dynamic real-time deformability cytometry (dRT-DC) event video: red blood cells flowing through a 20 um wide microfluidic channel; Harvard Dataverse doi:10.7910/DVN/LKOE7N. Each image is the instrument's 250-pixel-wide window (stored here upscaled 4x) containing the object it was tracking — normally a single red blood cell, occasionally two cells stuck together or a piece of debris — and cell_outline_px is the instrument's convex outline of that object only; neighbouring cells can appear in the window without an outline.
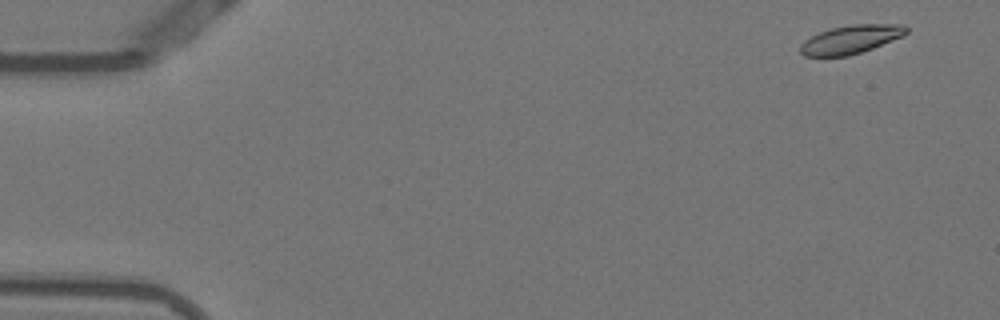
{"species": "Egyptian fruit bat (a non-hibernating species)", "species_latin": "Rousettus aegyptiacus", "temperature_condition": "warm", "stored_images_in_passage": 9, "camera_frame_rate_fps": 3000, "um_per_image_px": 0.085, "animal": {"sex": "female"}, "frame": {"image": 1, "passage_image": 2, "time_ms": 0.333, "image_size_px": [1000, 320], "cell_outline_px": [[908, 32], [904, 36], [872, 48], [848, 56], [804, 56], [800, 52], [800, 44], [804, 40], [820, 32], [832, 28], [852, 24], [904, 24], [908, 28]], "centroid_in_image_um": [72.34, 3.34], "position_along_channel_um": 12.7, "area_um2": 17.57}}